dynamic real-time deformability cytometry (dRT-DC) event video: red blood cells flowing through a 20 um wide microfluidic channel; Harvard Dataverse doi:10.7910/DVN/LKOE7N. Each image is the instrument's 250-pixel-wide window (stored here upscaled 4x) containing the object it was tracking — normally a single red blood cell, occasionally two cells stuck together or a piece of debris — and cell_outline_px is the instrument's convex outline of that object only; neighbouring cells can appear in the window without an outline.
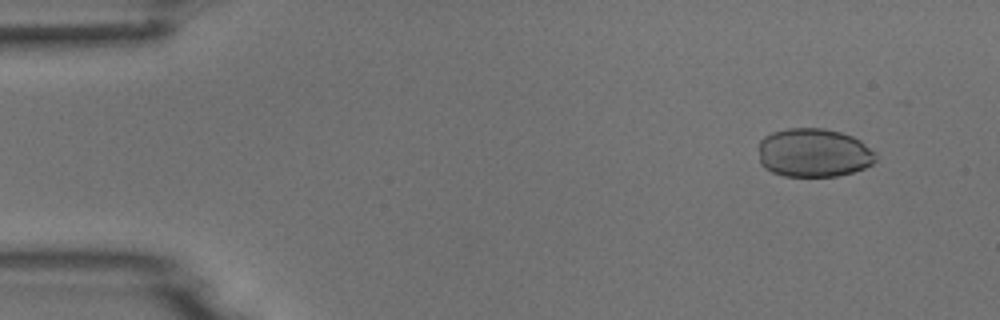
{"species": "common noctule bat (a hibernating species)", "species_latin": "Nyctalus noctula", "temperature_condition": "room temperature", "stored_images_in_passage": 5, "segment_of_instrument_passage": [2, 2], "camera_frame_rate_fps": 3000, "um_per_image_px": 0.085, "animal": {"sex": "male", "body_mass_g": 18.8}, "frame": {"image": 1, "passage_image": 5, "time_ms": 4.667, "image_size_px": [1000, 320], "cell_outline_px": [[876, 160], [872, 164], [864, 168], [852, 172], [836, 176], [784, 176], [772, 172], [764, 168], [760, 164], [760, 140], [764, 136], [772, 132], [788, 128], [824, 128], [840, 132], [852, 136], [860, 140], [876, 152]], "centroid_in_image_um": [69.17, 12.98], "position_along_channel_um": 15.8, "area_um2": 33.41}}